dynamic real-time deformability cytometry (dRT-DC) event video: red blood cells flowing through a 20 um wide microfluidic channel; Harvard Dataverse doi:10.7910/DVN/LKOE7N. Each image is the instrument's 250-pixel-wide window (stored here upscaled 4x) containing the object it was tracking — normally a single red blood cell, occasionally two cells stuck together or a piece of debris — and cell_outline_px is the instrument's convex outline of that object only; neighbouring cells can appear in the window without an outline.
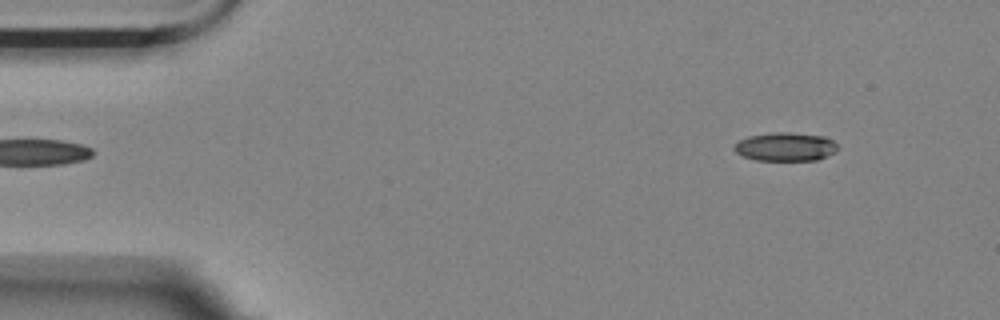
{"species": "Egyptian fruit bat (a non-hibernating species)", "species_latin": "Rousettus aegyptiacus", "temperature_condition": "room temperature", "stored_images_in_passage": 6, "camera_frame_rate_fps": 3000, "um_per_image_px": 0.085, "animal": {"sex": "female"}, "frame": {"image": 1, "passage_image": 1, "time_ms": 0.0, "image_size_px": [1000, 320], "cell_outline_px": [[840, 148], [836, 152], [816, 160], [756, 160], [744, 156], [736, 152], [732, 148], [740, 140], [748, 136], [776, 132], [788, 132], [824, 136], [832, 140]], "centroid_in_image_um": [66.79, 12.47], "position_along_channel_um": 18.2, "area_um2": 17.17}}